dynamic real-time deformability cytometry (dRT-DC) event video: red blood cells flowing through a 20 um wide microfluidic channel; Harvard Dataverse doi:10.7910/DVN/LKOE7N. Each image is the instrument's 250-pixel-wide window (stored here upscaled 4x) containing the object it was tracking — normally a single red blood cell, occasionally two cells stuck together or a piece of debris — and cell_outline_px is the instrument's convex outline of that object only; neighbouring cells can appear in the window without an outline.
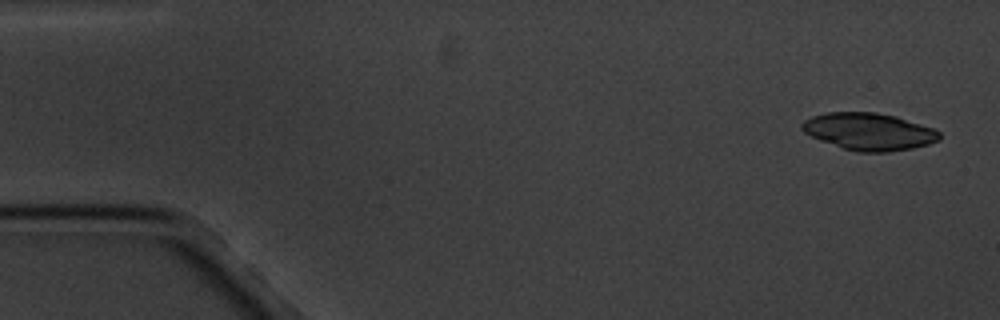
{"species": "common noctule bat (a hibernating species)", "species_latin": "Nyctalus noctula", "temperature_condition": "cold", "stored_images_in_passage": 4, "camera_frame_rate_fps": 3000, "um_per_image_px": 0.085, "animal": {"sex": "male", "body_mass_g": 20.1, "forearm_length_mm": 53.5}, "frame": {"image": 1, "passage_image": 1, "time_ms": 0.0, "image_size_px": [1000, 320], "cell_outline_px": [[940, 140], [928, 144], [912, 148], [888, 152], [856, 152], [820, 140], [804, 132], [800, 128], [800, 124], [804, 120], [812, 116], [828, 112], [876, 112], [896, 116], [932, 128], [940, 132]], "centroid_in_image_um": [73.85, 11.18], "position_along_channel_um": 11.2, "area_um2": 29.71}}